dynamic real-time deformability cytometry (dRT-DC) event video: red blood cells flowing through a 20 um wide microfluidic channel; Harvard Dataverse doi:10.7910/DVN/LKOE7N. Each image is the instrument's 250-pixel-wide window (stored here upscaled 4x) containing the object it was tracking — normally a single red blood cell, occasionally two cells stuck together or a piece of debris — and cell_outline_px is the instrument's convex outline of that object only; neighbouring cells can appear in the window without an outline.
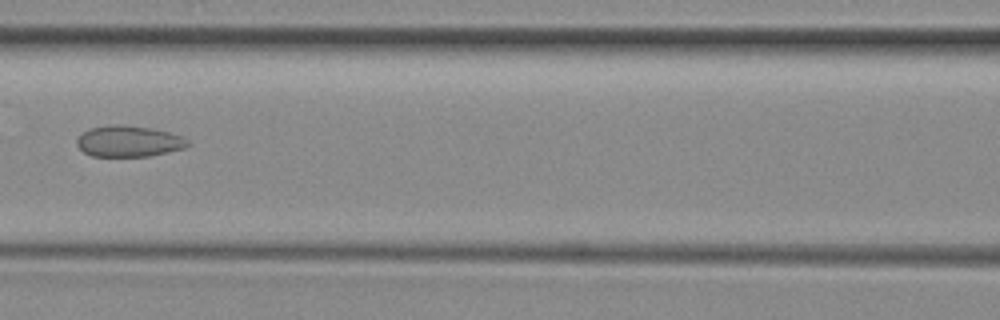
{"species": "common noctule bat (a hibernating species)", "species_latin": "Nyctalus noctula", "temperature_condition": "room temperature", "stored_images_in_passage": 5, "camera_frame_rate_fps": 3000, "um_per_image_px": 0.085, "animal": {"sex": "female", "body_mass_g": 29.2, "forearm_length_mm": 56.3}, "frame": {"image": 1, "passage_image": 4, "time_ms": 3.667, "image_size_px": [1000, 320], "cell_outline_px": [[192, 144], [184, 148], [168, 152], [148, 156], [92, 156], [84, 152], [76, 144], [76, 140], [88, 128], [112, 124], [120, 124], [152, 128], [168, 132], [180, 136], [188, 140]], "centroid_in_image_um": [10.94, 12.0], "position_along_channel_um": 155.7, "area_um2": 20.11}}
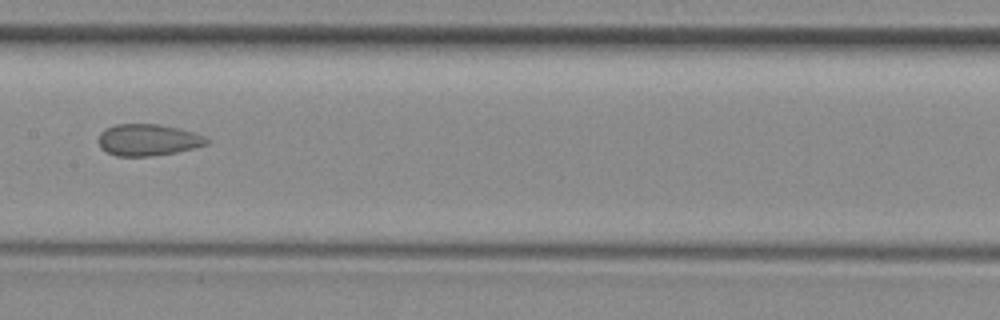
{"frame": {"image": 2, "passage_image": 5, "time_ms": 4.667, "image_size_px": [1000, 320], "cell_outline_px": [[212, 140], [208, 144], [176, 152], [152, 156], [116, 156], [100, 148], [100, 132], [104, 128], [116, 124], [160, 124], [192, 132], [204, 136]], "centroid_in_image_um": [12.58, 11.89], "position_along_channel_um": 194.8, "area_um2": 19.88}}